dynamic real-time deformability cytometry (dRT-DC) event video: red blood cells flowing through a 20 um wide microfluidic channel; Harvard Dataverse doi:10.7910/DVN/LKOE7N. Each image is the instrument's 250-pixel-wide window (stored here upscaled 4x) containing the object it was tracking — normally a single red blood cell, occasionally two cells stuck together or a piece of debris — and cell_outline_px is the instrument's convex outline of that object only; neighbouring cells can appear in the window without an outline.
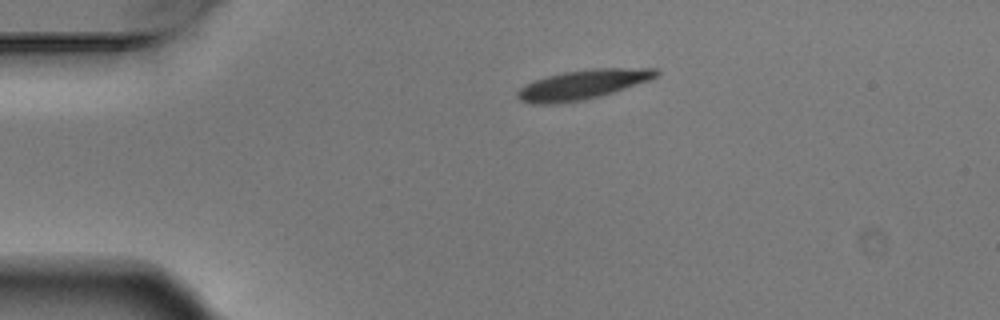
{"species": "Egyptian fruit bat (a non-hibernating species)", "species_latin": "Rousettus aegyptiacus", "temperature_condition": "warm", "stored_images_in_passage": 3, "camera_frame_rate_fps": 3000, "um_per_image_px": 0.085, "animal": {"sex": "male"}, "frame": {"image": 1, "passage_image": 1, "time_ms": 0.0, "image_size_px": [1000, 320], "cell_outline_px": [[660, 72], [656, 76], [648, 80], [600, 96], [580, 100], [552, 104], [532, 104], [520, 100], [516, 96], [516, 92], [524, 84], [548, 76], [564, 72], [588, 68], [656, 68]], "centroid_in_image_um": [49.49, 7.18], "position_along_channel_um": 35.5, "area_um2": 23.58}}
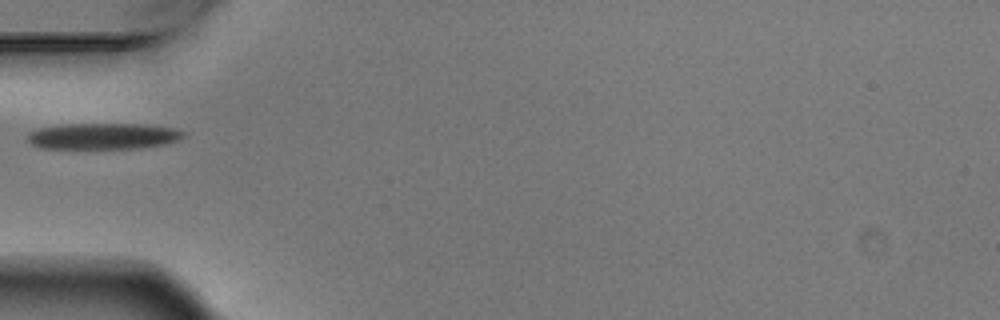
{"frame": {"image": 2, "passage_image": 3, "time_ms": 0.667, "image_size_px": [1000, 320], "cell_outline_px": [[184, 136], [168, 144], [136, 148], [40, 148], [32, 144], [28, 140], [28, 132], [40, 128], [64, 124], [144, 124], [176, 128], [184, 132]], "centroid_in_image_um": [8.78, 11.57], "position_along_channel_um": 76.2, "area_um2": 23.7}}